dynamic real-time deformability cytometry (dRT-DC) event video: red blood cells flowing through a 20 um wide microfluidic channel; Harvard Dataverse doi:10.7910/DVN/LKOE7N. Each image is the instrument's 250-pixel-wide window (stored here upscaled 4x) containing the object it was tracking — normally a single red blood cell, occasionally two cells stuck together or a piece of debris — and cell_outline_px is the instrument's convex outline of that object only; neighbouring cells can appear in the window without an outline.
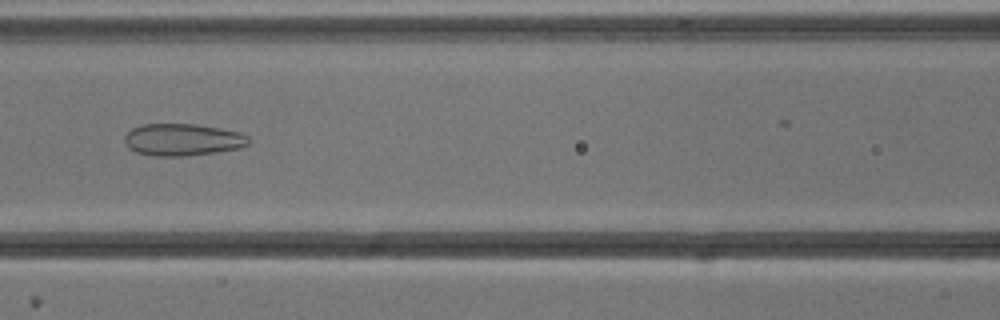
{"species": "common noctule bat (a hibernating species)", "species_latin": "Nyctalus noctula", "temperature_condition": "cold", "stored_images_in_passage": 53, "camera_frame_rate_fps": 3000, "um_per_image_px": 0.085, "animal": {"sex": "male", "body_mass_g": 13.3}, "frame": {"image": 1, "passage_image": 23, "time_ms": 7.333, "image_size_px": [1000, 320], "cell_outline_px": [[248, 144], [240, 148], [216, 152], [184, 156], [152, 156], [136, 152], [128, 148], [124, 140], [124, 136], [132, 128], [140, 124], [196, 124], [220, 128], [240, 132], [248, 136]], "centroid_in_image_um": [15.49, 11.87], "position_along_channel_um": 151.1, "area_um2": 23.29}}
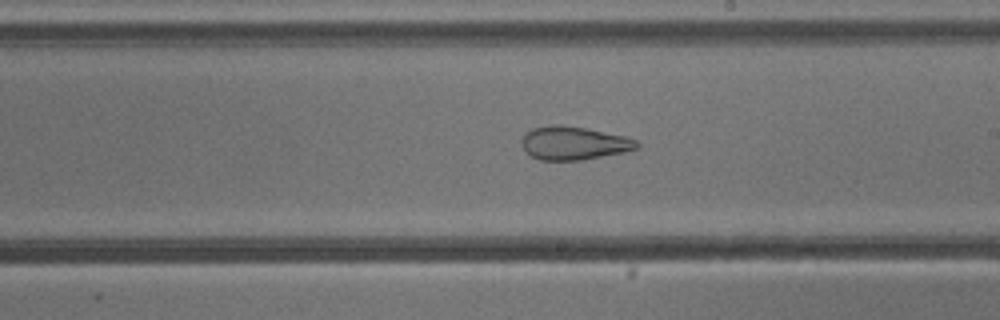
{"frame": {"image": 2, "passage_image": 30, "time_ms": 9.667, "image_size_px": [1000, 320], "cell_outline_px": [[640, 148], [624, 152], [580, 160], [540, 160], [524, 152], [520, 140], [532, 128], [552, 124], [560, 124], [588, 128], [628, 136], [636, 140], [640, 144]], "centroid_in_image_um": [48.79, 12.15], "position_along_channel_um": 240.2, "area_um2": 22.72}}
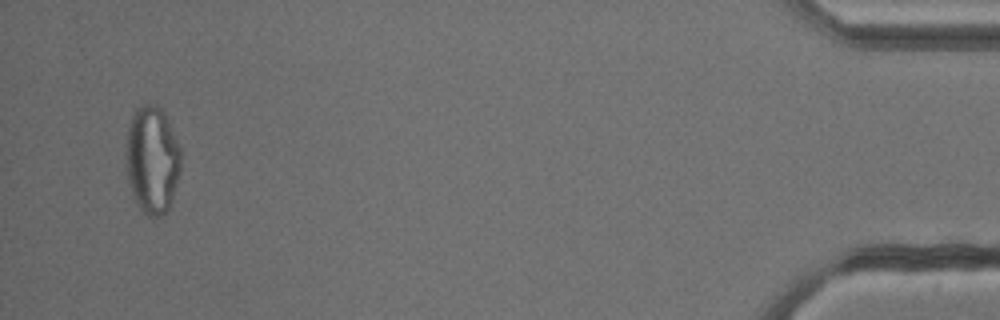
{"frame": {"image": 3, "passage_image": 51, "time_ms": 16.667, "image_size_px": [1000, 320], "cell_outline_px": [[180, 172], [168, 208], [160, 216], [152, 220], [140, 208], [132, 196], [124, 164], [128, 128], [132, 116], [136, 108], [140, 104], [156, 104], [164, 112], [180, 148]], "centroid_in_image_um": [12.9, 13.58], "position_along_channel_um": 422.3, "area_um2": 34.62}}